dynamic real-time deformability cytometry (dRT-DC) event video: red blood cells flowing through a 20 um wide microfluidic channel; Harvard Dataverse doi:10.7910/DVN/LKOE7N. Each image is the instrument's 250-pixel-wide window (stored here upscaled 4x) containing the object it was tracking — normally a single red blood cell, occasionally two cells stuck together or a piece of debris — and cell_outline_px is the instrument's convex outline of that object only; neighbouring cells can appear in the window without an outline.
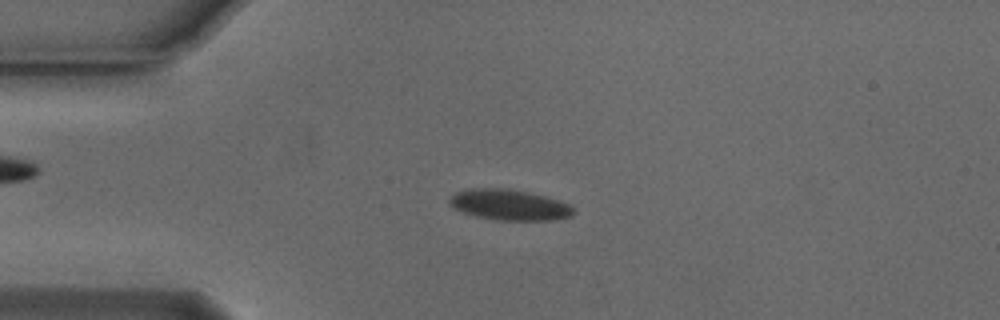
{"species": "Egyptian fruit bat (a non-hibernating species)", "species_latin": "Rousettus aegyptiacus", "temperature_condition": "cold", "stored_images_in_passage": 53, "camera_frame_rate_fps": 3000, "um_per_image_px": 0.085, "animal": {"sex": "male"}, "frame": {"image": 1, "passage_image": 12, "time_ms": 3.667, "image_size_px": [1000, 320], "cell_outline_px": [[572, 216], [552, 220], [496, 220], [476, 216], [452, 208], [448, 204], [448, 200], [456, 192], [476, 188], [508, 188], [528, 192], [544, 196], [568, 204], [572, 208]], "centroid_in_image_um": [43.24, 17.41], "position_along_channel_um": 41.8, "area_um2": 21.96}}
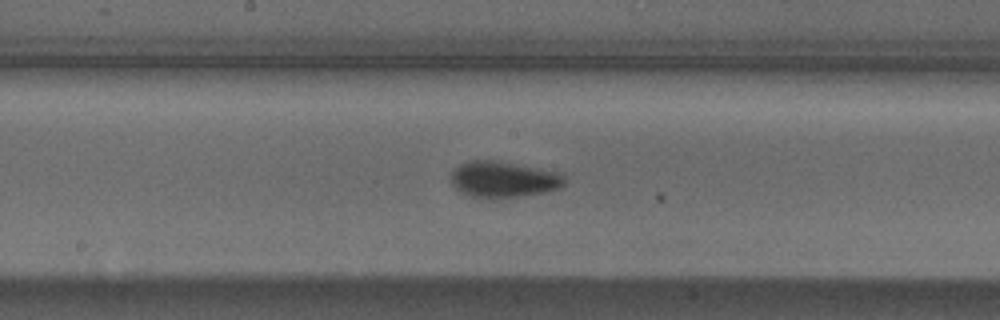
{"frame": {"image": 2, "passage_image": 27, "time_ms": 8.667, "image_size_px": [1000, 320], "cell_outline_px": [[564, 184], [560, 188], [544, 192], [516, 196], [472, 196], [456, 188], [452, 184], [452, 172], [460, 164], [472, 160], [492, 160], [552, 172], [564, 176]], "centroid_in_image_um": [42.76, 15.23], "position_along_channel_um": 205.4, "area_um2": 22.54}}
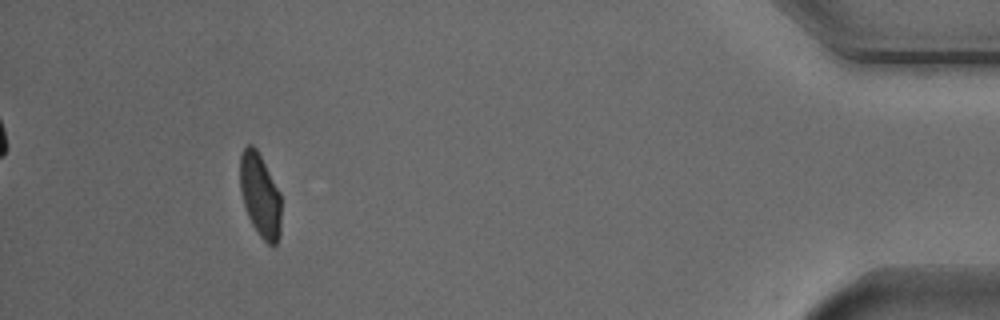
{"frame": {"image": 3, "passage_image": 49, "time_ms": 16.0, "image_size_px": [1000, 320], "cell_outline_px": [[280, 236], [276, 244], [272, 248], [260, 236], [252, 224], [248, 216], [240, 192], [240, 156], [244, 148], [248, 144], [252, 144], [256, 148], [280, 192]], "centroid_in_image_um": [22.11, 16.62], "position_along_channel_um": 413.1, "area_um2": 20.0}, "authors_computed_cell_mechanics": {"area_um2": 21.6172, "velocity_mm_per_s": 3.7549, "shape_relaxation_time_tau1_ms": 4.5886, "shape_relaxation_time_tau2_ms": 1.6432, "deformation_change_tau1": 0.1372, "deformation_change_tau2": 0.0385}}